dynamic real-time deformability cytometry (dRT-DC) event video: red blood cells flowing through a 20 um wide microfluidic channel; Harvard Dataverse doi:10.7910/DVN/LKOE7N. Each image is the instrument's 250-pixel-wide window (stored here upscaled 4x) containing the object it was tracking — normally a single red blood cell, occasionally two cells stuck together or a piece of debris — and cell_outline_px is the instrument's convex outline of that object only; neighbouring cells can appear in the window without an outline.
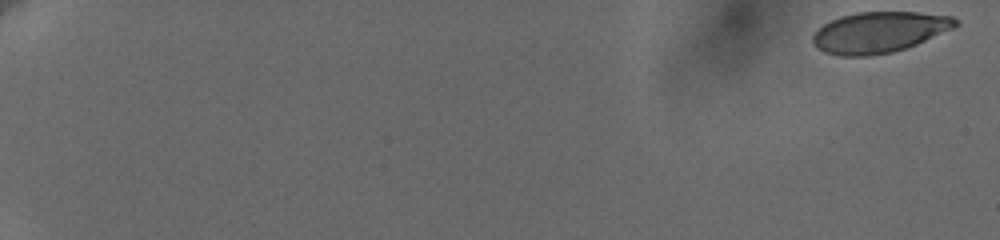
{"species": "human", "species_latin": "Homo sapiens", "temperature_condition": "cold", "stored_images_in_passage": 62, "camera_frame_rate_fps": 3000, "um_per_image_px": 0.085, "donor": {"sex": "female"}, "frame": {"image": 1, "passage_image": 1, "time_ms": 0.0, "image_size_px": [1000, 240], "cell_outline_px": [[960, 24], [952, 28], [916, 44], [892, 52], [868, 56], [840, 56], [824, 52], [816, 48], [812, 44], [812, 36], [824, 24], [840, 16], [856, 12], [916, 12], [952, 16]], "centroid_in_image_um": [74.69, 2.74], "position_along_channel_um": 10.3, "area_um2": 33.81}}
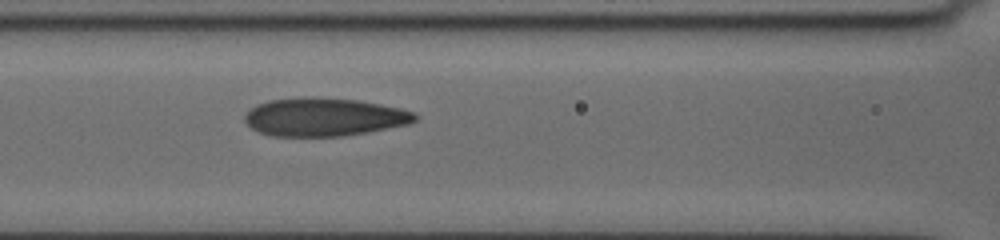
{"frame": {"image": 2, "passage_image": 35, "time_ms": 9.667, "image_size_px": [1000, 240], "cell_outline_px": [[416, 120], [408, 124], [368, 132], [340, 136], [272, 136], [260, 132], [252, 128], [244, 120], [244, 112], [256, 104], [268, 100], [312, 96], [356, 100], [380, 104], [400, 108], [416, 112]], "centroid_in_image_um": [27.52, 9.94], "position_along_channel_um": 139.1, "area_um2": 38.03}}
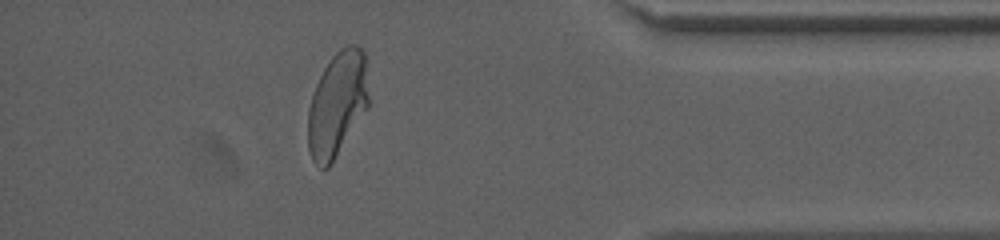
{"frame": {"image": 3, "passage_image": 59, "time_ms": 17.667, "image_size_px": [1000, 240], "cell_outline_px": [[368, 108], [328, 168], [320, 168], [312, 160], [308, 148], [308, 108], [316, 84], [324, 68], [332, 56], [340, 48], [348, 44], [356, 44], [364, 52], [368, 96]], "centroid_in_image_um": [28.65, 8.85], "position_along_channel_um": 406.5, "area_um2": 36.88}}